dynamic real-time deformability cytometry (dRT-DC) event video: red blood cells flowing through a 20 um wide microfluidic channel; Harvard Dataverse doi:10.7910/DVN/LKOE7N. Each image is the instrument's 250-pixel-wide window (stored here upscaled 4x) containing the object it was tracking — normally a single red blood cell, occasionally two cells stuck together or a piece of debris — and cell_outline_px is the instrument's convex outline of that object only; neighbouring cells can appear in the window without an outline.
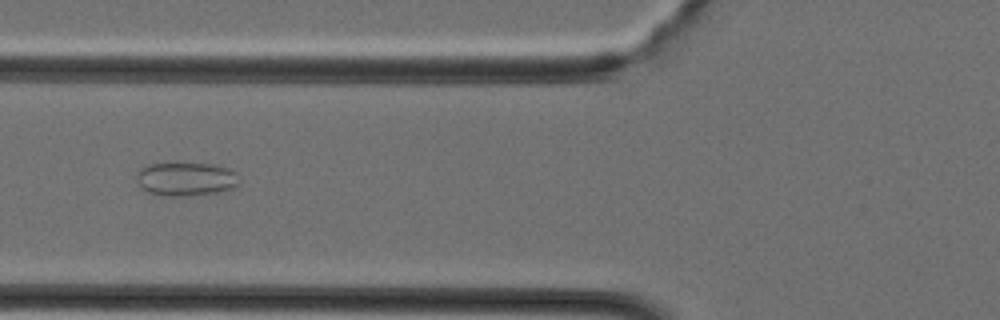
{"species": "Egyptian fruit bat (a non-hibernating species)", "species_latin": "Rousettus aegyptiacus", "temperature_condition": "cold", "stored_images_in_passage": 39, "camera_frame_rate_fps": 3000, "um_per_image_px": 0.085, "animal": {"sex": "female"}, "frame": {"image": 1, "passage_image": 15, "time_ms": 4.667, "image_size_px": [1000, 320], "cell_outline_px": [[240, 184], [232, 188], [220, 192], [188, 196], [160, 196], [148, 192], [140, 188], [136, 176], [136, 172], [140, 168], [148, 164], [212, 164], [228, 168], [236, 172]], "centroid_in_image_um": [15.79, 15.24], "position_along_channel_um": 110.0, "area_um2": 20.29}}
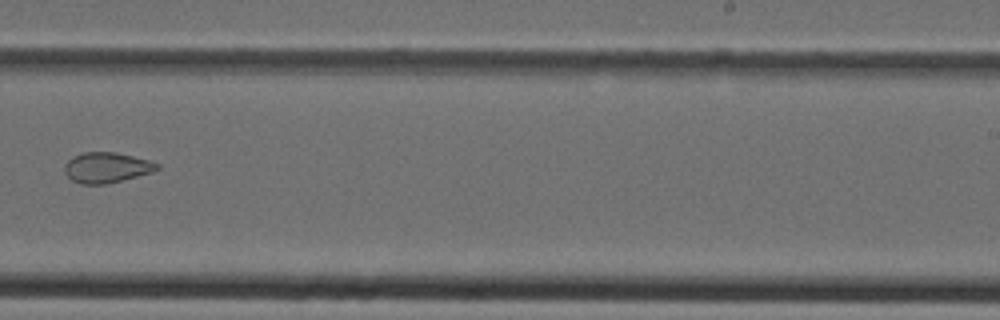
{"frame": {"image": 2, "passage_image": 25, "time_ms": 8.0, "image_size_px": [1000, 320], "cell_outline_px": [[160, 168], [152, 172], [108, 184], [80, 184], [72, 180], [64, 172], [64, 164], [72, 156], [84, 152], [116, 152], [148, 160], [160, 164]], "centroid_in_image_um": [9.04, 14.24], "position_along_channel_um": 280.0, "area_um2": 16.47}}
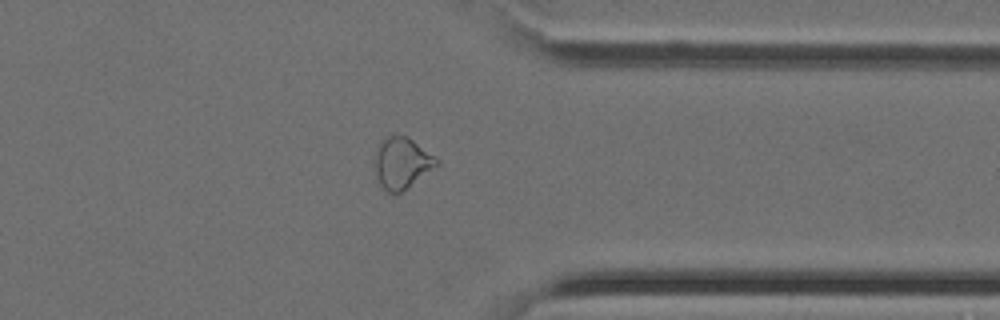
{"frame": {"image": 3, "passage_image": 31, "time_ms": 10.0, "image_size_px": [1000, 320], "cell_outline_px": [[440, 164], [400, 192], [392, 196], [380, 184], [376, 172], [376, 152], [380, 144], [388, 136], [408, 136], [436, 156], [440, 160]], "centroid_in_image_um": [34.21, 13.86], "position_along_channel_um": 377.2, "area_um2": 18.15}}